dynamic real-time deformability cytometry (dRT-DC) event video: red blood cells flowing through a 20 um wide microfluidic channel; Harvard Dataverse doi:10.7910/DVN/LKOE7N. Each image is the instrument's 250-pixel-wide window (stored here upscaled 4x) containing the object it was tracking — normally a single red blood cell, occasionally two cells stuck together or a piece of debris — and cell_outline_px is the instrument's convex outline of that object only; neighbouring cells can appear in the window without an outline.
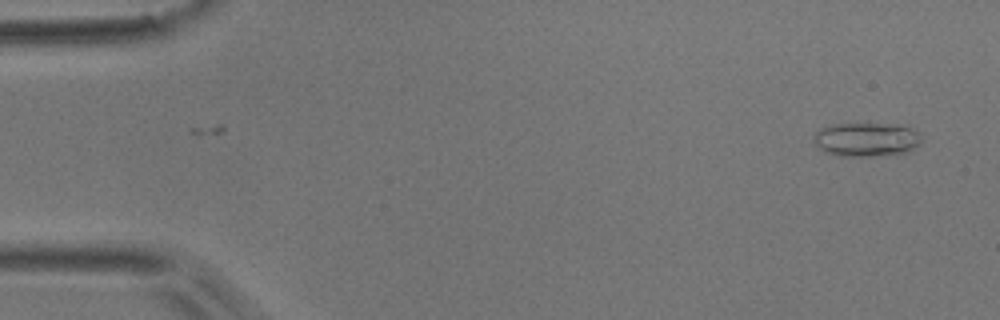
{"species": "common noctule bat (a hibernating species)", "species_latin": "Nyctalus noctula", "temperature_condition": "room temperature", "stored_images_in_passage": 54, "camera_frame_rate_fps": 3000, "um_per_image_px": 0.085, "animal": {"sex": "male", "body_mass_g": 17.9}, "frame": {"image": 1, "passage_image": 3, "time_ms": 0.667, "image_size_px": [1000, 320], "cell_outline_px": [[920, 144], [912, 152], [872, 156], [836, 156], [824, 152], [812, 140], [812, 136], [820, 128], [832, 124], [908, 124], [920, 132]], "centroid_in_image_um": [73.69, 11.85], "position_along_channel_um": 11.3, "area_um2": 21.91}}
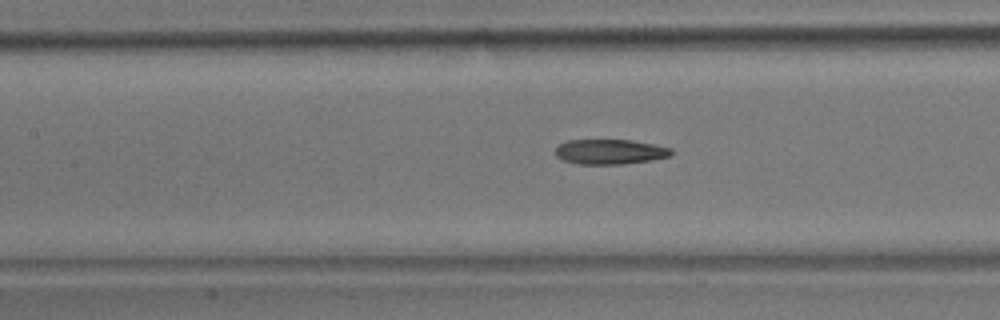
{"frame": {"image": 2, "passage_image": 24, "time_ms": 7.667, "image_size_px": [1000, 320], "cell_outline_px": [[672, 156], [652, 160], [624, 164], [580, 164], [560, 160], [556, 156], [556, 148], [560, 144], [568, 140], [632, 140], [672, 148]], "centroid_in_image_um": [51.86, 12.9], "position_along_channel_um": 155.5, "area_um2": 16.94}}
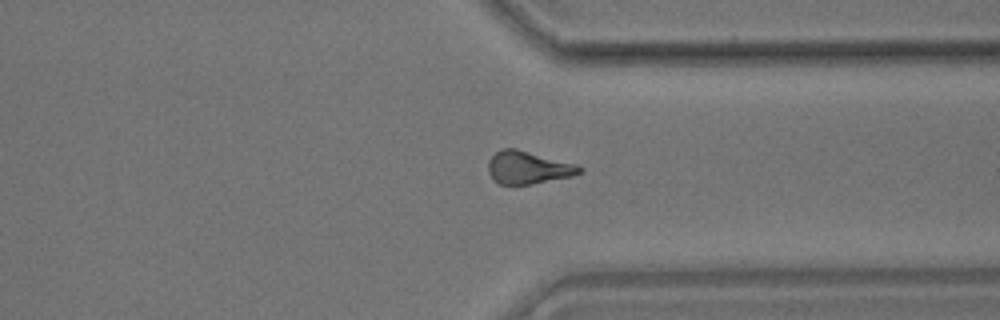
{"frame": {"image": 3, "passage_image": 41, "time_ms": 13.333, "image_size_px": [1000, 320], "cell_outline_px": [[584, 172], [572, 176], [532, 184], [500, 184], [492, 180], [488, 172], [488, 160], [496, 152], [504, 148], [516, 148], [576, 164], [584, 168]], "centroid_in_image_um": [44.89, 14.24], "position_along_channel_um": 366.5, "area_um2": 17.51}, "authors_computed_cell_mechanics": {"area_um2": 17.629, "velocity_mm_per_s": 3.7379, "shape_relaxation_time_tau1_ms": 11.3695, "shape_relaxation_time_tau2_ms": 5.8475, "deformation_change_tau1": 0.2188, "deformation_change_tau2": 0.167}}